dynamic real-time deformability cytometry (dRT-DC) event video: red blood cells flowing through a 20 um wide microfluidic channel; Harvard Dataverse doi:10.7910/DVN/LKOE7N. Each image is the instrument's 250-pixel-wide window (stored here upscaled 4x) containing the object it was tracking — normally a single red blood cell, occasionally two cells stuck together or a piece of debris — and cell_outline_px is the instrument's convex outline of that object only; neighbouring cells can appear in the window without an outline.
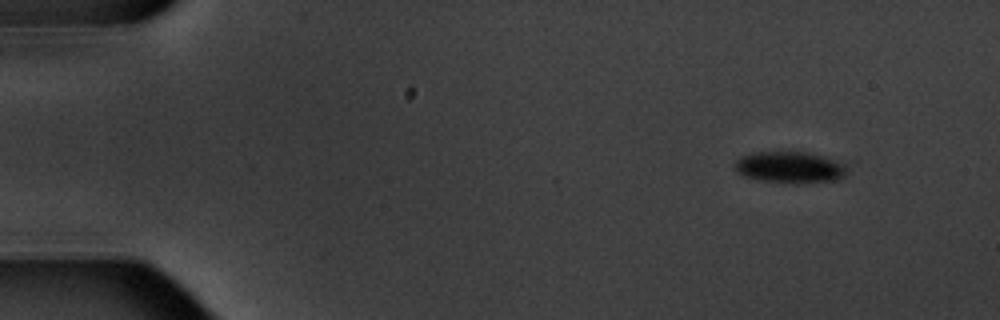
{"species": "common noctule bat (a hibernating species)", "species_latin": "Nyctalus noctula", "temperature_condition": "warm", "stored_images_in_passage": 5, "camera_frame_rate_fps": 3000, "um_per_image_px": 0.085, "animal": {"sex": "male", "body_mass_g": 20.1, "forearm_length_mm": 53.5}, "frame": {"image": 1, "passage_image": 1, "time_ms": 0.0, "image_size_px": [1000, 320], "cell_outline_px": [[848, 168], [844, 176], [836, 180], [796, 184], [792, 184], [756, 180], [740, 176], [732, 168], [736, 160], [740, 156], [756, 152], [808, 152], [824, 156], [836, 160], [844, 164]], "centroid_in_image_um": [67.08, 14.24], "position_along_channel_um": 17.9, "area_um2": 21.15}}
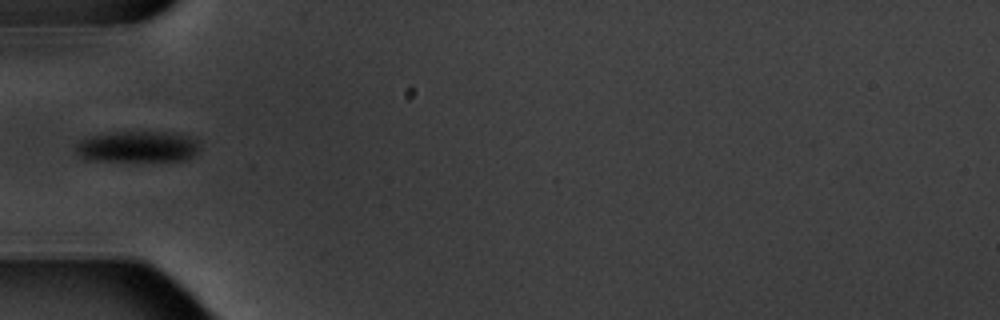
{"frame": {"image": 2, "passage_image": 5, "time_ms": 4.667, "image_size_px": [1000, 320], "cell_outline_px": [[200, 148], [188, 160], [84, 160], [76, 152], [76, 144], [80, 140], [92, 136], [112, 132], [164, 132], [184, 136], [196, 140], [200, 144]], "centroid_in_image_um": [11.67, 12.47], "position_along_channel_um": 73.3, "area_um2": 22.14}}